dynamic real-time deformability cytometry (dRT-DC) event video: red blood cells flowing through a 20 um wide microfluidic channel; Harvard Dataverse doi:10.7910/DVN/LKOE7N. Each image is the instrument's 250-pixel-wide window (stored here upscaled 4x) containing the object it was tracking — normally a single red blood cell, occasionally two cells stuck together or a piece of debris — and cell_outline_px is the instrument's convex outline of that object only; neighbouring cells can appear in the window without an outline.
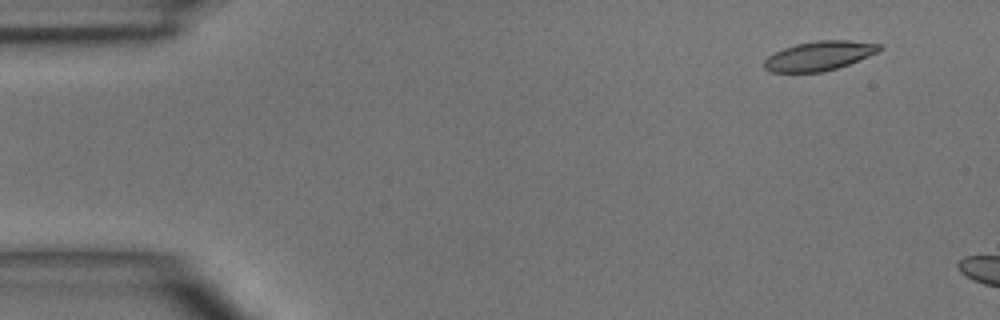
{"species": "common noctule bat (a hibernating species)", "species_latin": "Nyctalus noctula", "temperature_condition": "room temperature", "stored_images_in_passage": 2, "camera_frame_rate_fps": 3000, "um_per_image_px": 0.085, "animal": {"sex": "male", "body_mass_g": 15.6}, "frame": {"image": 1, "passage_image": 2, "time_ms": 1.333, "image_size_px": [1000, 320], "cell_outline_px": [[884, 48], [880, 52], [848, 64], [824, 72], [772, 72], [764, 68], [764, 60], [768, 56], [784, 48], [796, 44], [816, 40], [848, 40], [880, 44]], "centroid_in_image_um": [69.66, 4.74], "position_along_channel_um": 15.3, "area_um2": 19.71}}